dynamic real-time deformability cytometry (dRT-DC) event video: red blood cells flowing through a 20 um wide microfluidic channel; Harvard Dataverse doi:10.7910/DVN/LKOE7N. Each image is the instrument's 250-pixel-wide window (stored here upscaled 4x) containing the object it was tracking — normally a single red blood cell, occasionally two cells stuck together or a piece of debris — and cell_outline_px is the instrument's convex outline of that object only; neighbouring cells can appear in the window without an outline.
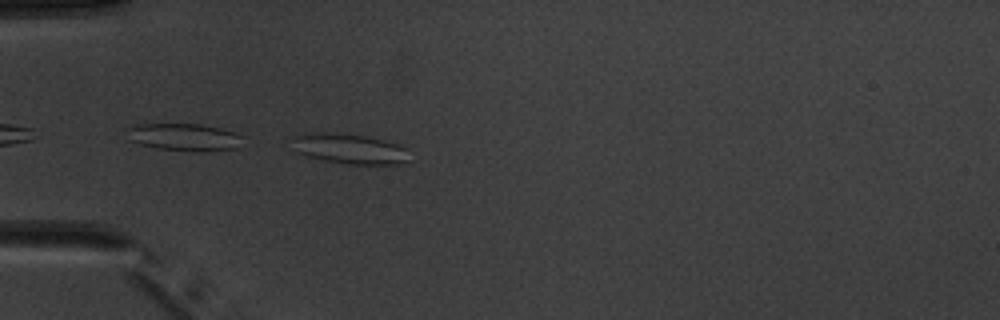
{"species": "common noctule bat (a hibernating species)", "species_latin": "Nyctalus noctula", "temperature_condition": "warm", "stored_images_in_passage": 1, "camera_frame_rate_fps": 3000, "um_per_image_px": 0.085, "animal": {"sex": "male", "body_mass_g": 20.1, "forearm_length_mm": 53.5}, "frame": {"image": 1, "passage_image": 1, "time_ms": 0.0, "image_size_px": [1000, 320], "cell_outline_px": [[404, 160], [396, 164], [348, 164], [324, 160], [308, 156], [296, 152], [288, 136], [304, 132], [328, 132], [364, 136], [384, 140], [396, 144], [404, 148]], "centroid_in_image_um": [29.51, 12.61], "position_along_channel_um": 55.5, "area_um2": 20.35}}